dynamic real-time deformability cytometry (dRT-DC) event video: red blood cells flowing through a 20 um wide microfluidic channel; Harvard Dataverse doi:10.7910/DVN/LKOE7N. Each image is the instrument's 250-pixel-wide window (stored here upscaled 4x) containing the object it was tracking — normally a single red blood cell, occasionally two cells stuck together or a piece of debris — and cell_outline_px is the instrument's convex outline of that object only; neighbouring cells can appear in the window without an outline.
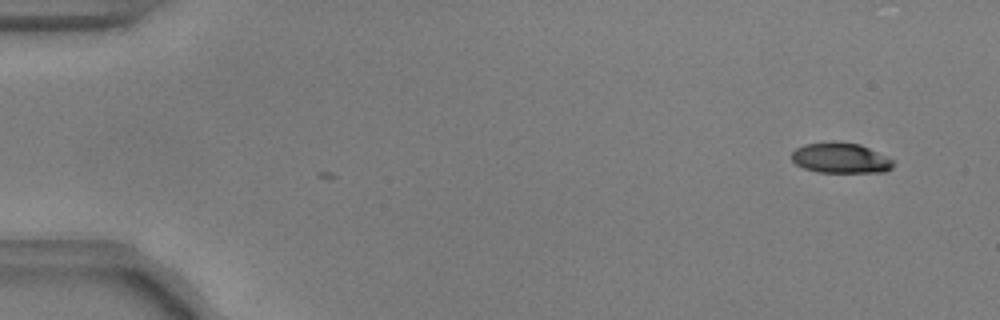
{"species": "common noctule bat (a hibernating species)", "species_latin": "Nyctalus noctula", "temperature_condition": "warm", "stored_images_in_passage": 5, "camera_frame_rate_fps": 3000, "um_per_image_px": 0.085, "animal": {"sex": "male", "body_mass_g": 17.9, "forearm_length_mm": 54.2}, "frame": {"image": 1, "passage_image": 5, "time_ms": 1.333, "image_size_px": [1000, 320], "cell_outline_px": [[892, 168], [884, 172], [816, 172], [804, 168], [796, 164], [792, 160], [792, 152], [796, 148], [804, 144], [832, 140], [860, 144], [888, 156], [892, 160]], "centroid_in_image_um": [71.43, 13.41], "position_along_channel_um": 13.6, "area_um2": 18.21}}